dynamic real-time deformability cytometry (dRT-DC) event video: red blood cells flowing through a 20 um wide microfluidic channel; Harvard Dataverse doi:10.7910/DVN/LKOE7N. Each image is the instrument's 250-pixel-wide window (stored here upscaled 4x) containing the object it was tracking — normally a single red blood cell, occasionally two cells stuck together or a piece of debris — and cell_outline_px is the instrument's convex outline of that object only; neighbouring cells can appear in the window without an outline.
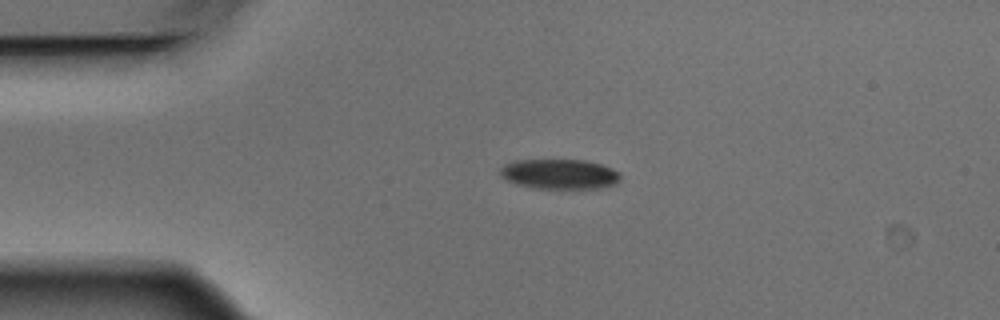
{"species": "Egyptian fruit bat (a non-hibernating species)", "species_latin": "Rousettus aegyptiacus", "temperature_condition": "warm", "stored_images_in_passage": 3, "camera_frame_rate_fps": 3000, "um_per_image_px": 0.085, "animal": {"sex": "male"}, "frame": {"image": 1, "passage_image": 2, "time_ms": 0.333, "image_size_px": [1000, 320], "cell_outline_px": [[620, 180], [616, 184], [604, 188], [536, 188], [516, 184], [500, 176], [500, 168], [504, 164], [516, 160], [584, 160], [600, 164], [612, 168], [620, 172]], "centroid_in_image_um": [47.58, 14.79], "position_along_channel_um": 37.4, "area_um2": 21.04}}